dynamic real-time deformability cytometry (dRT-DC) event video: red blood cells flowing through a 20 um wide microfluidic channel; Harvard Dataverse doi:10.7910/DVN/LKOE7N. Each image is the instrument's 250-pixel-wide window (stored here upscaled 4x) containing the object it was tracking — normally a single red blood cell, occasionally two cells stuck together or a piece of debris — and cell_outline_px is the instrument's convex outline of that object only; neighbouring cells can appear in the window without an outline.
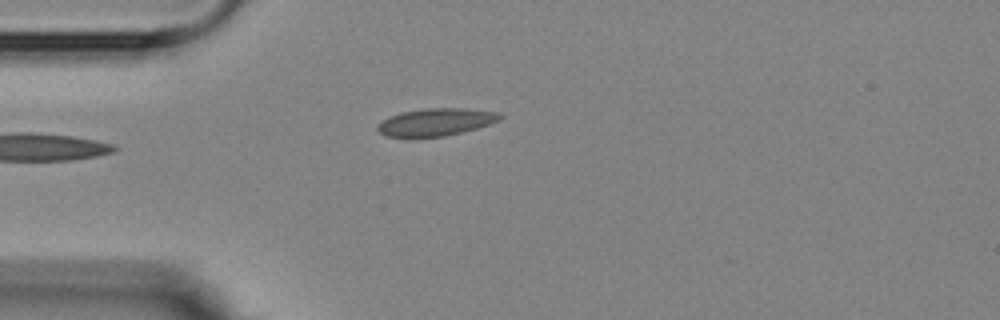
{"species": "Egyptian fruit bat (a non-hibernating species)", "species_latin": "Rousettus aegyptiacus", "temperature_condition": "room temperature", "stored_images_in_passage": 4, "camera_frame_rate_fps": 3000, "um_per_image_px": 0.085, "animal": {"sex": "female"}, "frame": {"image": 1, "passage_image": 4, "time_ms": 3.333, "image_size_px": [1000, 320], "cell_outline_px": [[504, 116], [500, 120], [476, 128], [444, 136], [384, 136], [376, 128], [388, 116], [400, 112], [424, 108], [468, 108], [500, 112]], "centroid_in_image_um": [37.09, 10.34], "position_along_channel_um": 47.9, "area_um2": 19.42}}